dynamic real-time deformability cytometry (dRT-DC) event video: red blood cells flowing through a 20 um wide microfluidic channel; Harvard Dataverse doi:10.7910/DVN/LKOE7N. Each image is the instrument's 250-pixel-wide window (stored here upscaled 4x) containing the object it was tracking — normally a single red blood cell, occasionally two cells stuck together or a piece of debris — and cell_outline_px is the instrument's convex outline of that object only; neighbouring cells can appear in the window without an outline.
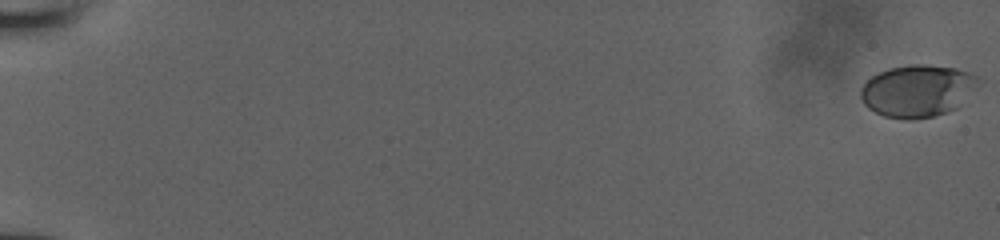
{"species": "human", "species_latin": "Homo sapiens", "temperature_condition": "room temperature", "stored_images_in_passage": 54, "camera_frame_rate_fps": 3000, "um_per_image_px": 0.085, "donor": {"sex": "male"}, "frame": {"image": 1, "passage_image": 1, "time_ms": 0.0, "image_size_px": [1000, 240], "cell_outline_px": [[976, 80], [956, 108], [932, 116], [908, 120], [884, 116], [868, 108], [864, 104], [860, 96], [860, 88], [872, 76], [888, 68], [912, 64], [928, 64], [956, 68], [968, 72], [976, 76]], "centroid_in_image_um": [77.87, 7.71], "position_along_channel_um": 7.1, "area_um2": 34.85}}
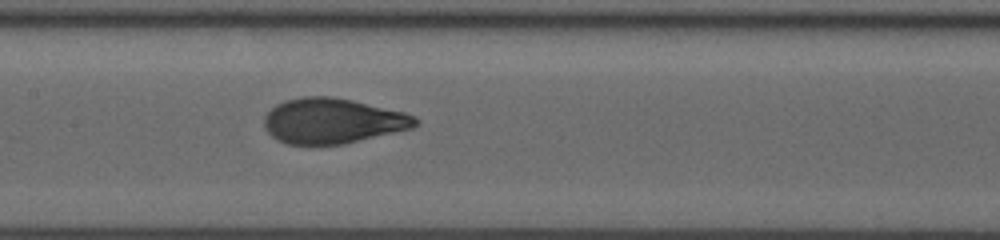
{"frame": {"image": 2, "passage_image": 30, "time_ms": 9.667, "image_size_px": [1000, 240], "cell_outline_px": [[420, 124], [412, 128], [344, 144], [288, 144], [276, 140], [264, 128], [264, 116], [276, 104], [284, 100], [304, 96], [332, 96], [352, 100], [404, 112], [416, 116], [420, 120]], "centroid_in_image_um": [28.27, 10.27], "position_along_channel_um": 179.1, "area_um2": 40.0}}
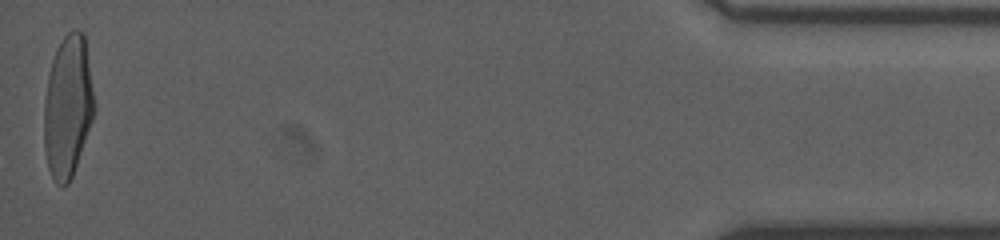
{"frame": {"image": 3, "passage_image": 54, "time_ms": 17.667, "image_size_px": [1000, 240], "cell_outline_px": [[96, 108], [92, 120], [72, 176], [68, 184], [56, 184], [52, 180], [48, 168], [44, 148], [44, 100], [48, 76], [52, 60], [56, 48], [64, 36], [72, 28], [76, 28], [84, 32], [96, 104]], "centroid_in_image_um": [5.77, 9.01], "position_along_channel_um": 429.4, "area_um2": 41.91}}